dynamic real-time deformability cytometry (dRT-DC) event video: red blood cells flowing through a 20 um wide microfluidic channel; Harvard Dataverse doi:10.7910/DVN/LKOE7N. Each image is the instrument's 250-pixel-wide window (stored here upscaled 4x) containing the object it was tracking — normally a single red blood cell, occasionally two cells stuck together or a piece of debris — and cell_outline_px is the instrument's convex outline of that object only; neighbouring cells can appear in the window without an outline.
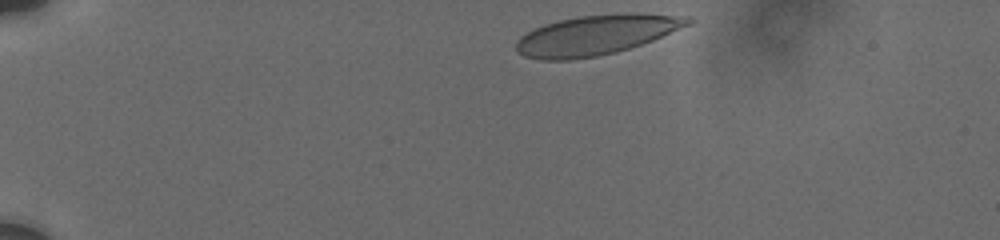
{"species": "human", "species_latin": "Homo sapiens", "temperature_condition": "cold", "stored_images_in_passage": 26, "camera_frame_rate_fps": 3000, "um_per_image_px": 0.085, "donor": {"sex": "male"}, "frame": {"image": 1, "passage_image": 1, "time_ms": 0.0, "image_size_px": [1000, 240], "cell_outline_px": [[696, 20], [692, 24], [652, 40], [616, 52], [596, 56], [572, 60], [540, 60], [524, 56], [516, 48], [516, 40], [520, 36], [544, 24], [560, 20], [580, 16], [624, 12], [636, 12], [692, 16]], "centroid_in_image_um": [50.75, 2.95], "position_along_channel_um": 34.3, "area_um2": 40.17}}
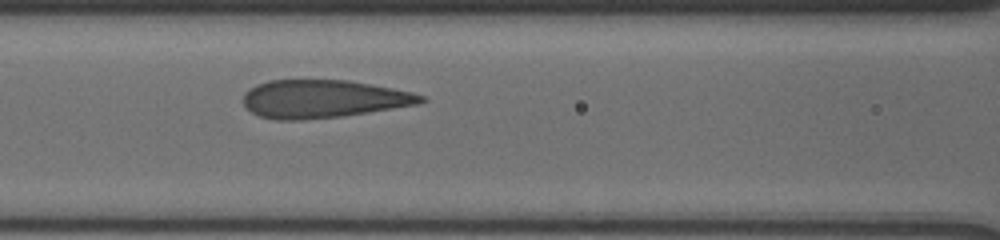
{"frame": {"image": 2, "passage_image": 23, "time_ms": 5.0, "image_size_px": [1000, 240], "cell_outline_px": [[428, 100], [420, 104], [368, 112], [340, 116], [304, 120], [276, 120], [256, 116], [240, 100], [244, 92], [248, 88], [256, 84], [268, 80], [348, 80], [392, 88], [412, 92], [424, 96]], "centroid_in_image_um": [27.42, 8.41], "position_along_channel_um": 139.2, "area_um2": 39.65}}
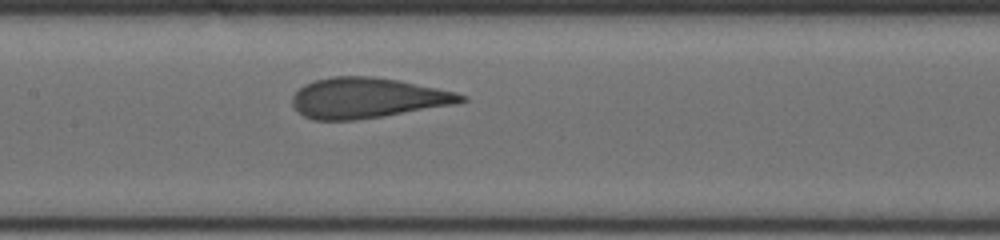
{"frame": {"image": 3, "passage_image": 26, "time_ms": 6.0, "image_size_px": [1000, 240], "cell_outline_px": [[468, 100], [456, 104], [384, 116], [356, 120], [312, 120], [304, 116], [292, 104], [292, 96], [304, 84], [316, 80], [332, 76], [372, 76], [396, 80], [456, 92], [468, 96]], "centroid_in_image_um": [31.23, 8.33], "position_along_channel_um": 176.2, "area_um2": 39.59}}